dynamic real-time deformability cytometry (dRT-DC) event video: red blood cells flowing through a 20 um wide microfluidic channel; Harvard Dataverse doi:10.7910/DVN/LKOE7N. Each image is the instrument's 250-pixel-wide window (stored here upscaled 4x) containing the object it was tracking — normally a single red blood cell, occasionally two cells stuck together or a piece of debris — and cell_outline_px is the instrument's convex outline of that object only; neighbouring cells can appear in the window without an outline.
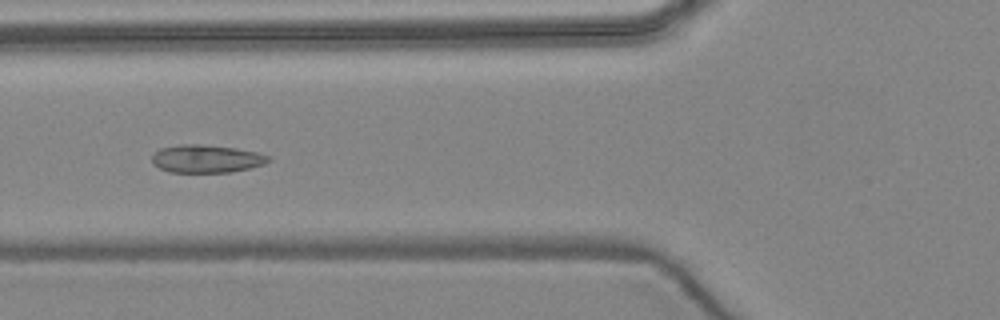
{"species": "common noctule bat (a hibernating species)", "species_latin": "Nyctalus noctula", "temperature_condition": "warm", "stored_images_in_passage": 6, "camera_frame_rate_fps": 3000, "um_per_image_px": 0.085, "animal": {"sex": "female", "body_mass_g": 24.6, "forearm_length_mm": 56.2}, "frame": {"image": 1, "passage_image": 6, "time_ms": 6.0, "image_size_px": [1000, 320], "cell_outline_px": [[272, 160], [264, 164], [232, 172], [168, 172], [152, 164], [152, 156], [160, 148], [180, 144], [200, 144], [236, 148], [256, 152], [268, 156]], "centroid_in_image_um": [17.53, 13.49], "position_along_channel_um": 108.3, "area_um2": 18.9}}